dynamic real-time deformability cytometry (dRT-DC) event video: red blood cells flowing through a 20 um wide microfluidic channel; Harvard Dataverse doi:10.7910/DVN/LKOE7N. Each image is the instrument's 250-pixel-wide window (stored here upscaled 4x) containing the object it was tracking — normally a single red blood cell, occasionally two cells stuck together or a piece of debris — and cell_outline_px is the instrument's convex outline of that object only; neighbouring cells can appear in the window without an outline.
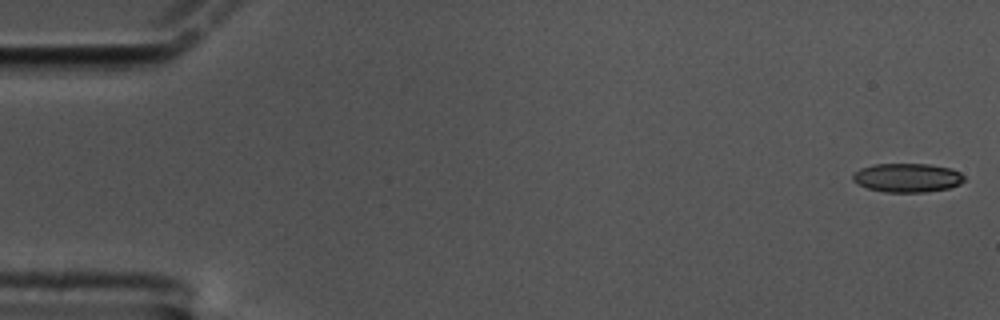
{"species": "common noctule bat (a hibernating species)", "species_latin": "Nyctalus noctula", "temperature_condition": "cold", "stored_images_in_passage": 59, "camera_frame_rate_fps": 3000, "um_per_image_px": 0.085, "animal": {"sex": "male", "body_mass_g": 17.5, "forearm_length_mm": 52.3}, "frame": {"image": 1, "passage_image": 1, "time_ms": 0.0, "image_size_px": [1000, 320], "cell_outline_px": [[964, 180], [960, 184], [948, 188], [924, 192], [884, 192], [868, 188], [852, 180], [852, 176], [860, 168], [872, 164], [928, 164], [952, 168], [960, 172], [964, 176]], "centroid_in_image_um": [77.13, 15.1], "position_along_channel_um": 7.9, "area_um2": 18.73}}
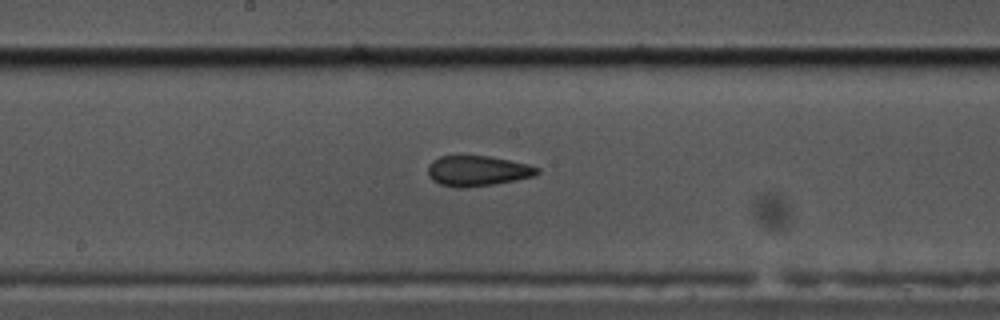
{"frame": {"image": 2, "passage_image": 31, "time_ms": 10.0, "image_size_px": [1000, 320], "cell_outline_px": [[540, 172], [536, 176], [516, 180], [492, 184], [464, 188], [456, 188], [440, 184], [432, 180], [428, 176], [428, 164], [432, 160], [440, 156], [488, 156], [528, 164], [540, 168]], "centroid_in_image_um": [40.58, 14.53], "position_along_channel_um": 207.6, "area_um2": 19.42}}
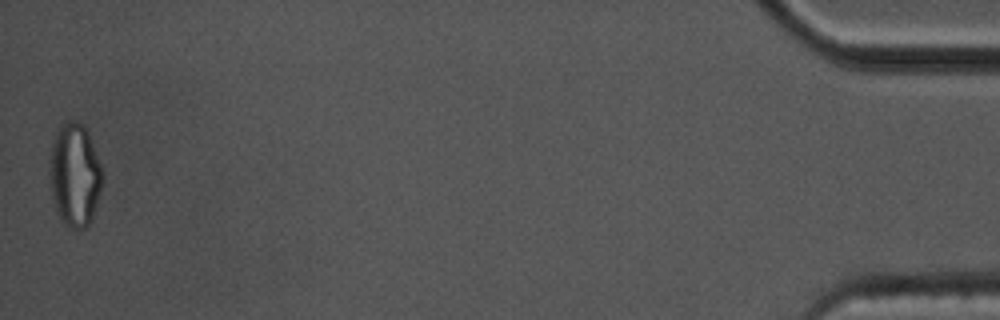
{"frame": {"image": 3, "passage_image": 59, "time_ms": 19.333, "image_size_px": [1000, 320], "cell_outline_px": [[104, 176], [96, 204], [92, 216], [88, 224], [84, 228], [72, 228], [64, 224], [60, 220], [56, 212], [52, 200], [48, 176], [48, 160], [52, 144], [56, 132], [60, 124], [68, 120], [76, 120], [84, 124], [88, 132], [100, 164]], "centroid_in_image_um": [6.31, 14.84], "position_along_channel_um": 428.9, "area_um2": 32.25}, "authors_computed_cell_mechanics": {"area_um2": 19.7676, "velocity_mm_per_s": 3.3722, "shape_relaxation_time_tau1_ms": null, "shape_relaxation_time_tau2_ms": 2.7036, "deformation_change_tau1": null, "deformation_change_tau2": 0.1038}}